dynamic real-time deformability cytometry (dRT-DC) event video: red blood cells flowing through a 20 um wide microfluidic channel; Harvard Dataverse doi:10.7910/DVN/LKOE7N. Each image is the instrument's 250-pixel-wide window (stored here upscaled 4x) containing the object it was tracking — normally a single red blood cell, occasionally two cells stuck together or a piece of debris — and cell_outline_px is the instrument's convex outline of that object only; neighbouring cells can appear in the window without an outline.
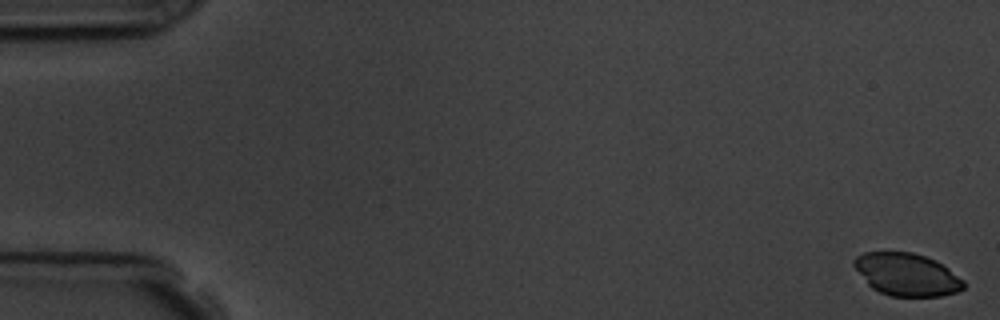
{"species": "common noctule bat (a hibernating species)", "species_latin": "Nyctalus noctula", "temperature_condition": "room temperature", "stored_images_in_passage": 57, "camera_frame_rate_fps": 3000, "um_per_image_px": 0.085, "animal": {"sex": "male", "body_mass_g": 19.5, "forearm_length_mm": 54.6}, "frame": {"image": 1, "passage_image": 1, "time_ms": 0.0, "image_size_px": [1000, 320], "cell_outline_px": [[964, 288], [956, 292], [940, 296], [892, 296], [880, 292], [872, 288], [868, 284], [852, 264], [852, 260], [856, 256], [864, 252], [912, 252], [936, 260], [948, 268], [964, 280]], "centroid_in_image_um": [77.07, 23.32], "position_along_channel_um": 7.9, "area_um2": 27.11}}
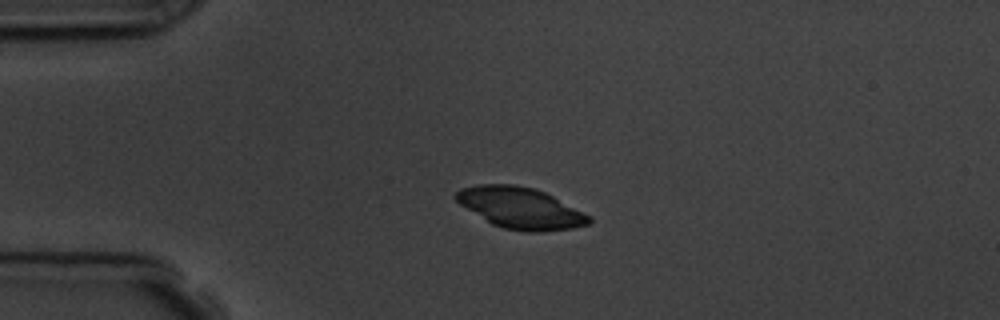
{"frame": {"image": 2, "passage_image": 14, "time_ms": 4.333, "image_size_px": [1000, 320], "cell_outline_px": [[592, 220], [588, 224], [572, 228], [540, 232], [524, 232], [504, 228], [492, 224], [460, 204], [452, 196], [460, 188], [476, 184], [516, 184], [532, 188], [544, 192], [592, 216]], "centroid_in_image_um": [44.22, 17.68], "position_along_channel_um": 40.8, "area_um2": 31.91}}